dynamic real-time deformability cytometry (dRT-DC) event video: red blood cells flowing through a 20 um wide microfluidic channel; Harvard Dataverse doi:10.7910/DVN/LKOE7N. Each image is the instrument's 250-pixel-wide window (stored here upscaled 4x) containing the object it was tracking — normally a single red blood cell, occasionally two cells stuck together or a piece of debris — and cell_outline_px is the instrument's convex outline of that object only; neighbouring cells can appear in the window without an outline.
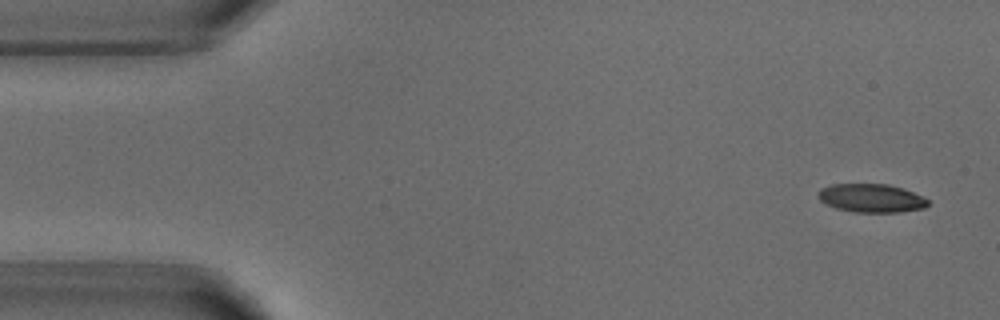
{"species": "common noctule bat (a hibernating species)", "species_latin": "Nyctalus noctula", "temperature_condition": "warm", "stored_images_in_passage": 3, "camera_frame_rate_fps": 3000, "um_per_image_px": 0.085, "animal": {"sex": "male", "body_mass_g": 18.8}, "frame": {"image": 1, "passage_image": 1, "time_ms": 0.0, "image_size_px": [1000, 320], "cell_outline_px": [[928, 204], [924, 208], [900, 212], [852, 212], [836, 208], [820, 200], [816, 196], [816, 192], [820, 188], [832, 184], [888, 184], [912, 192], [928, 200]], "centroid_in_image_um": [74.0, 16.84], "position_along_channel_um": 11.0, "area_um2": 18.15}}
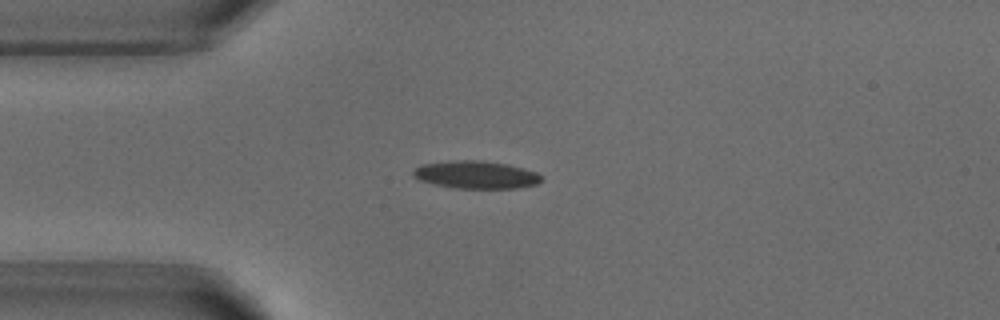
{"frame": {"image": 2, "passage_image": 3, "time_ms": 3.333, "image_size_px": [1000, 320], "cell_outline_px": [[544, 180], [536, 184], [516, 188], [456, 188], [436, 184], [420, 180], [412, 176], [412, 168], [420, 164], [448, 160], [484, 160], [508, 164], [536, 172]], "centroid_in_image_um": [40.41, 14.83], "position_along_channel_um": 44.6, "area_um2": 20.87}}